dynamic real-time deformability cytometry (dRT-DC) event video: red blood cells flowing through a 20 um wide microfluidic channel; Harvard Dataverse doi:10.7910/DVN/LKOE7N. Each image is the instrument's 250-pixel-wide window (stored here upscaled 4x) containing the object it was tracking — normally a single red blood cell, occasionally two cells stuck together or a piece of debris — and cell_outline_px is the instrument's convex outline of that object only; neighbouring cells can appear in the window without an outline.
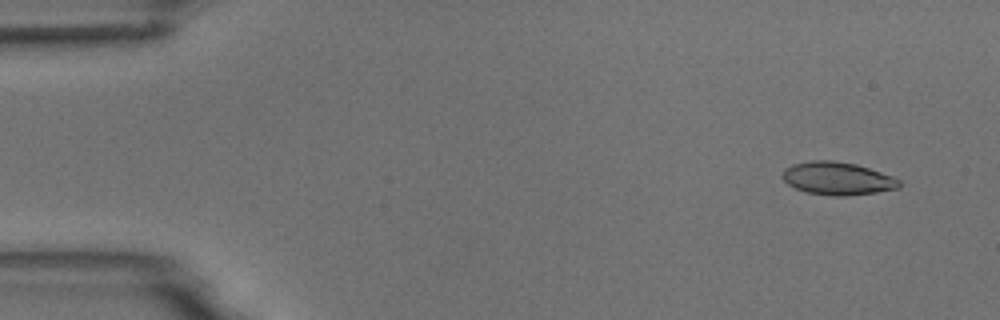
{"species": "common noctule bat (a hibernating species)", "species_latin": "Nyctalus noctula", "temperature_condition": "room temperature", "stored_images_in_passage": 6, "camera_frame_rate_fps": 3000, "um_per_image_px": 0.085, "animal": {"sex": "male", "body_mass_g": 18.8}, "frame": {"image": 1, "passage_image": 1, "time_ms": 0.0, "image_size_px": [1000, 320], "cell_outline_px": [[900, 188], [876, 192], [848, 196], [836, 196], [808, 192], [796, 188], [788, 184], [780, 176], [784, 168], [792, 164], [812, 160], [832, 160], [856, 164], [892, 176], [900, 180]], "centroid_in_image_um": [71.17, 15.16], "position_along_channel_um": 13.8, "area_um2": 22.37}}
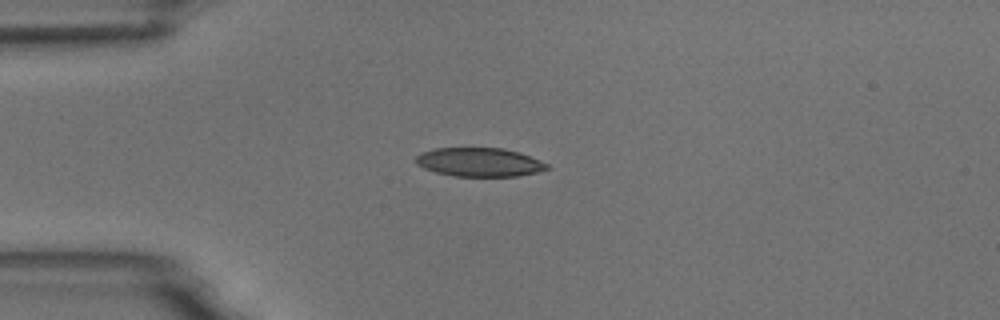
{"frame": {"image": 2, "passage_image": 4, "time_ms": 3.333, "image_size_px": [1000, 320], "cell_outline_px": [[548, 168], [536, 172], [516, 176], [452, 176], [436, 172], [424, 168], [416, 164], [416, 156], [420, 152], [436, 148], [504, 148], [520, 152], [540, 160], [548, 164]], "centroid_in_image_um": [40.72, 13.78], "position_along_channel_um": 44.3, "area_um2": 21.96}}